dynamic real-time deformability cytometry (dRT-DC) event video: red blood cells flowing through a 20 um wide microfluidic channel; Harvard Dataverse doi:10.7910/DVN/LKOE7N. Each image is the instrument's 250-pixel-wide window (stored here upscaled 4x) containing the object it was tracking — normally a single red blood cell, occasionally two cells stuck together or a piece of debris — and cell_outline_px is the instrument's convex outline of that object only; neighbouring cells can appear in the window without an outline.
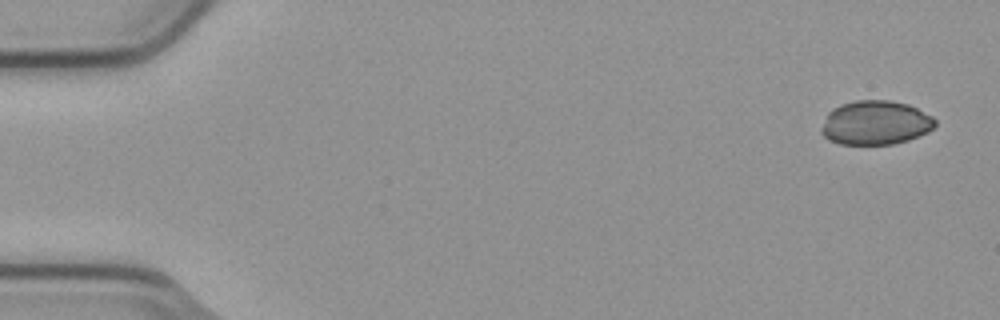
{"species": "common noctule bat (a hibernating species)", "species_latin": "Nyctalus noctula", "temperature_condition": "cold", "stored_images_in_passage": 5, "camera_frame_rate_fps": 3000, "um_per_image_px": 0.085, "animal": {"sex": "male", "body_mass_g": 23.1, "forearm_length_mm": 52.7}, "frame": {"image": 1, "passage_image": 5, "time_ms": 1.333, "image_size_px": [1000, 320], "cell_outline_px": [[936, 124], [928, 132], [908, 140], [892, 144], [840, 144], [828, 140], [820, 132], [820, 128], [828, 112], [832, 108], [840, 104], [856, 100], [888, 100], [908, 104], [932, 116], [936, 120]], "centroid_in_image_um": [74.39, 10.43], "position_along_channel_um": 10.6, "area_um2": 29.36}}